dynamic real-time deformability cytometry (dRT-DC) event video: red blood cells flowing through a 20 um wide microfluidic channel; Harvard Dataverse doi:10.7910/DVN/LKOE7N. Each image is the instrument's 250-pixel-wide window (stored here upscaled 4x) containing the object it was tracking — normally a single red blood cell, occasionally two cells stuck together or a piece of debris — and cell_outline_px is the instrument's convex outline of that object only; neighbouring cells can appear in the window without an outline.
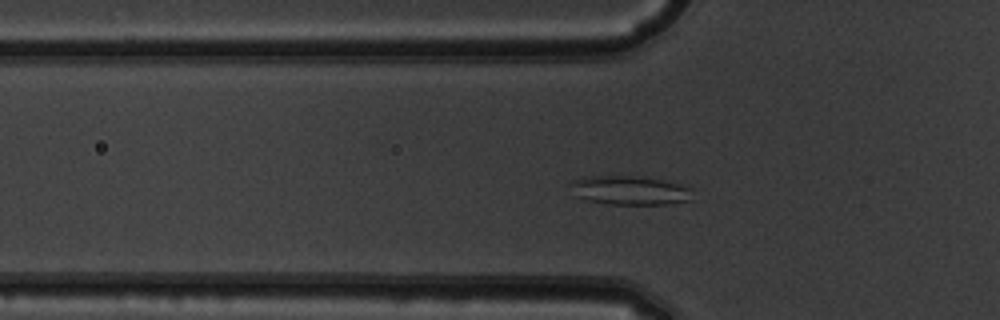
{"species": "common noctule bat (a hibernating species)", "species_latin": "Nyctalus noctula", "temperature_condition": "warm", "stored_images_in_passage": 46, "camera_frame_rate_fps": 3000, "um_per_image_px": 0.085, "animal": {"sex": "male", "body_mass_g": 19.5, "forearm_length_mm": 54.6}, "frame": {"image": 1, "passage_image": 12, "time_ms": 3.667, "image_size_px": [1000, 320], "cell_outline_px": [[692, 200], [668, 204], [608, 204], [588, 200], [576, 196], [568, 184], [572, 180], [592, 176], [636, 176], [660, 180], [680, 184], [692, 188]], "centroid_in_image_um": [53.54, 16.18], "position_along_channel_um": 72.3, "area_um2": 20.58}}
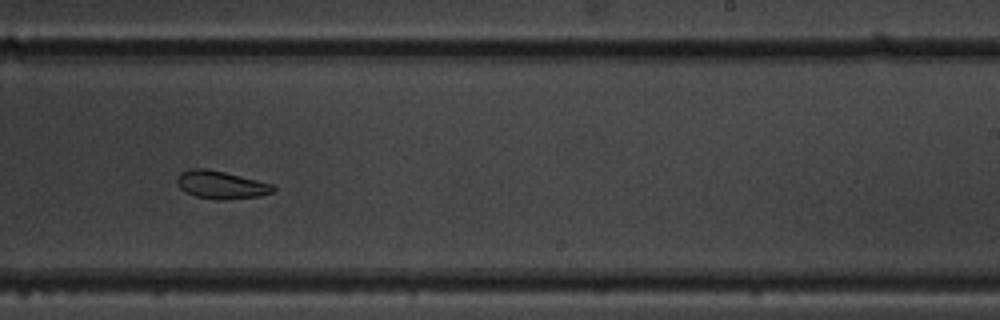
{"frame": {"image": 2, "passage_image": 27, "time_ms": 8.667, "image_size_px": [1000, 320], "cell_outline_px": [[276, 188], [272, 192], [260, 196], [224, 200], [216, 200], [196, 196], [180, 188], [176, 184], [176, 180], [180, 172], [192, 168], [204, 168], [224, 172], [276, 184]], "centroid_in_image_um": [18.82, 15.71], "position_along_channel_um": 270.2, "area_um2": 15.72}}
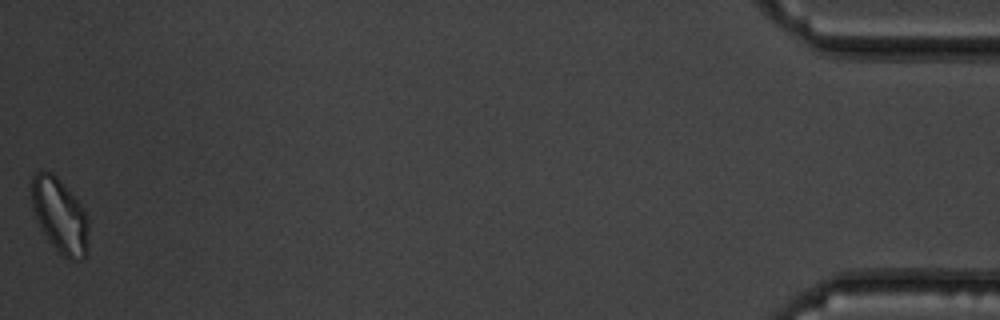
{"frame": {"image": 3, "passage_image": 46, "time_ms": 15.0, "image_size_px": [1000, 320], "cell_outline_px": [[88, 252], [84, 260], [68, 260], [48, 240], [32, 208], [28, 184], [32, 176], [36, 172], [52, 172], [60, 180], [84, 208], [88, 216]], "centroid_in_image_um": [5.09, 18.31], "position_along_channel_um": 430.1, "area_um2": 25.09}, "authors_computed_cell_mechanics": {"area_um2": 18.2937, "velocity_mm_per_s": 3.9659, "shape_relaxation_time_tau1_ms": 6.2521, "shape_relaxation_time_tau2_ms": 7.837, "deformation_change_tau1": 0.1304, "deformation_change_tau2": 0.1242}}